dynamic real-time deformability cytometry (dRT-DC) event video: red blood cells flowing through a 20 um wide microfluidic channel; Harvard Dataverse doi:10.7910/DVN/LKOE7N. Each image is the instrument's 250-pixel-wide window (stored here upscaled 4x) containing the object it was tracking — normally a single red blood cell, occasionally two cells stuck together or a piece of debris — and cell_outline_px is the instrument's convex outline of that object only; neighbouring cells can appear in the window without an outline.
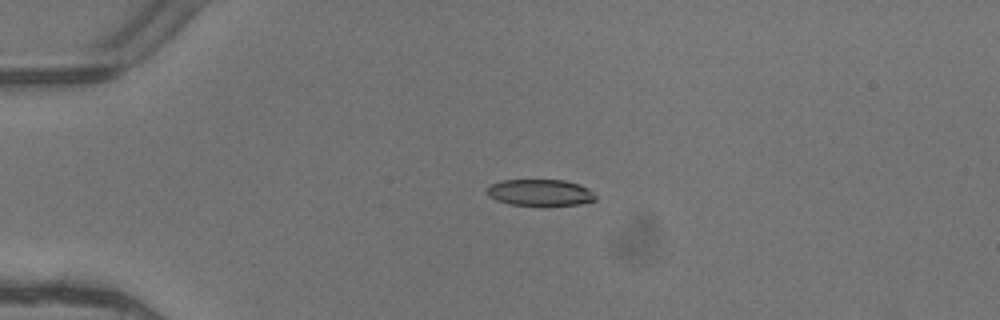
{"species": "common noctule bat (a hibernating species)", "species_latin": "Nyctalus noctula", "temperature_condition": "warm", "stored_images_in_passage": 5, "camera_frame_rate_fps": 3000, "um_per_image_px": 0.085, "animal": {"sex": "female"}, "frame": {"image": 1, "passage_image": 4, "time_ms": 1.0, "image_size_px": [1000, 320], "cell_outline_px": [[596, 200], [580, 204], [544, 208], [508, 204], [496, 200], [488, 196], [488, 188], [492, 184], [504, 180], [564, 180], [580, 184], [588, 188], [596, 196]], "centroid_in_image_um": [45.95, 16.41], "position_along_channel_um": 39.1, "area_um2": 17.4}}